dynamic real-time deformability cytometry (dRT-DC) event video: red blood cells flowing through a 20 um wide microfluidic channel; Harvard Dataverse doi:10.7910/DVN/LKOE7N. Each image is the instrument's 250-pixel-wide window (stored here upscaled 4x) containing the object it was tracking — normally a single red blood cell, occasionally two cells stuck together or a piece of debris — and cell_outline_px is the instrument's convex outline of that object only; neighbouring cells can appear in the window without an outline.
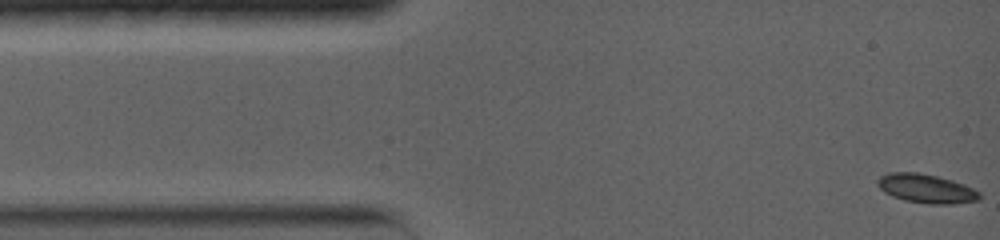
{"species": "common noctule bat (a hibernating species)", "species_latin": "Nyctalus noctula", "temperature_condition": "warm", "stored_images_in_passage": 72, "camera_frame_rate_fps": 5000, "um_per_image_px": 0.085, "animal": {"sex": "female", "body_mass_g": 19.0, "forearm_length_mm": 56.7}, "frame": {"image": 1, "passage_image": 1, "time_ms": 0.0, "image_size_px": [1000, 240], "cell_outline_px": [[980, 200], [952, 204], [932, 204], [904, 200], [892, 196], [884, 192], [876, 184], [876, 180], [880, 176], [888, 172], [916, 172], [936, 176], [952, 180], [964, 184], [980, 192]], "centroid_in_image_um": [78.71, 16.02], "position_along_channel_um": 6.3, "area_um2": 17.22}}
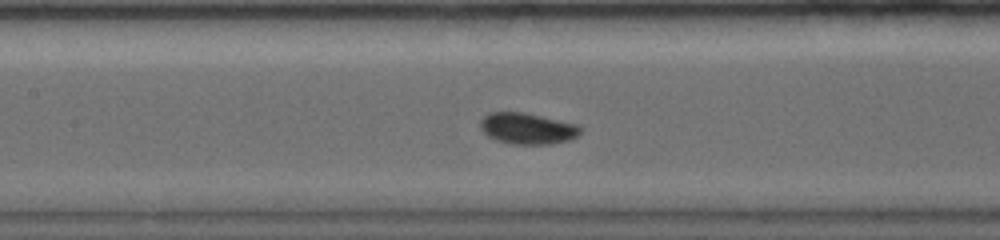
{"frame": {"image": 2, "passage_image": 32, "time_ms": 6.2, "image_size_px": [1000, 240], "cell_outline_px": [[584, 128], [576, 136], [568, 140], [552, 144], [512, 144], [496, 140], [488, 136], [480, 128], [480, 120], [488, 112], [524, 112], [576, 124]], "centroid_in_image_um": [44.81, 10.92], "position_along_channel_um": 162.6, "area_um2": 18.21}}
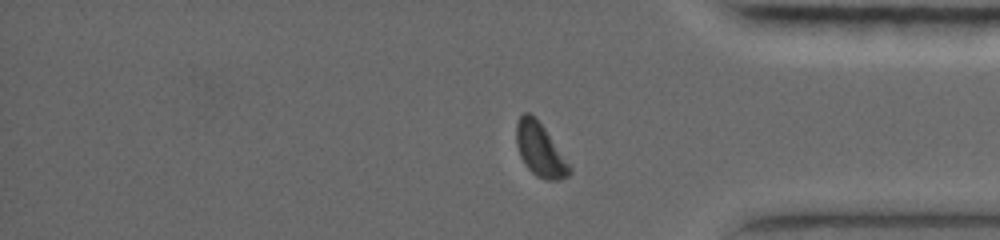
{"frame": {"image": 3, "passage_image": 63, "time_ms": 12.4, "image_size_px": [1000, 240], "cell_outline_px": [[572, 172], [568, 176], [560, 180], [544, 180], [536, 176], [524, 164], [520, 156], [516, 144], [516, 124], [520, 116], [524, 112], [528, 112], [536, 116], [572, 168]], "centroid_in_image_um": [45.89, 12.74], "position_along_channel_um": 389.3, "area_um2": 16.59}, "authors_computed_cell_mechanics": {"area_um2": 17.34, "velocity_mm_per_s": 3.8119, "shape_relaxation_time_tau1_ms": 7.3141, "shape_relaxation_time_tau2_ms": null, "deformation_change_tau1": 0.1286, "deformation_change_tau2": null}}